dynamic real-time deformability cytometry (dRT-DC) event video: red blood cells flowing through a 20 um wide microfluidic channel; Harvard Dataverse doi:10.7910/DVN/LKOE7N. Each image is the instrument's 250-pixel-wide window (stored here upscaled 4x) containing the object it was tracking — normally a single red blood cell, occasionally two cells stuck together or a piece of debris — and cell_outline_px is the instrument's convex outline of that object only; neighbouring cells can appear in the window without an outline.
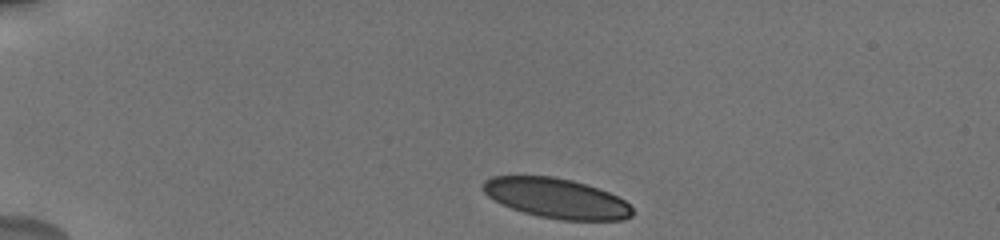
{"species": "human", "species_latin": "Homo sapiens", "temperature_condition": "cold", "stored_images_in_passage": 4, "camera_frame_rate_fps": 3000, "um_per_image_px": 0.085, "donor": {"sex": "male"}, "frame": {"image": 1, "passage_image": 1, "time_ms": 0.0, "image_size_px": [1000, 240], "cell_outline_px": [[632, 216], [624, 220], [560, 220], [540, 216], [524, 212], [512, 208], [488, 196], [480, 188], [484, 180], [492, 176], [552, 176], [572, 180], [608, 192], [624, 200], [632, 208]], "centroid_in_image_um": [47.28, 16.85], "position_along_channel_um": 37.7, "area_um2": 34.45}}
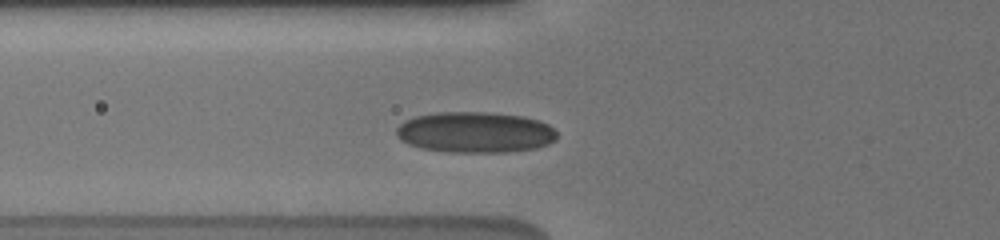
{"frame": {"image": 2, "passage_image": 4, "time_ms": 3.0, "image_size_px": [1000, 240], "cell_outline_px": [[556, 140], [548, 144], [536, 148], [508, 152], [452, 152], [420, 148], [408, 144], [400, 140], [396, 136], [396, 128], [404, 120], [416, 116], [436, 112], [488, 112], [524, 116], [540, 120], [548, 124], [556, 132]], "centroid_in_image_um": [40.38, 11.24], "position_along_channel_um": 85.4, "area_um2": 38.55}}